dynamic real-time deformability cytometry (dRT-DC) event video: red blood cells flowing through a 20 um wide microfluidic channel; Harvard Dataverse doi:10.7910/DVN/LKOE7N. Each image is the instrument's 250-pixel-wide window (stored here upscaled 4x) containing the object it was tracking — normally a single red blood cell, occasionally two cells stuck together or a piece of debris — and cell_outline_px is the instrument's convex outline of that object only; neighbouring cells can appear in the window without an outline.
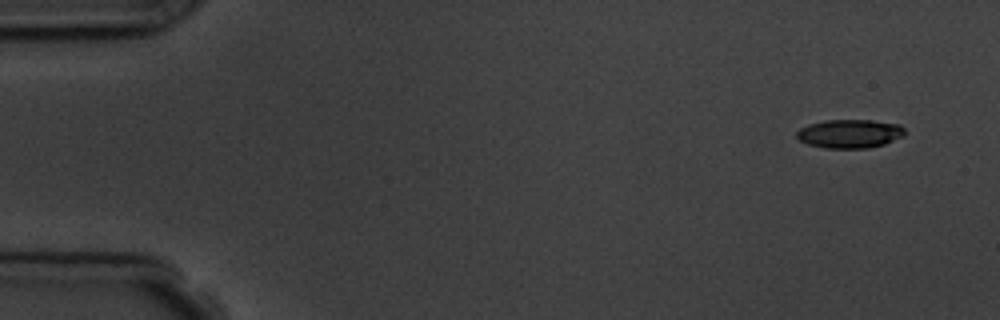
{"species": "common noctule bat (a hibernating species)", "species_latin": "Nyctalus noctula", "temperature_condition": "room temperature", "stored_images_in_passage": 5, "camera_frame_rate_fps": 3000, "um_per_image_px": 0.085, "animal": {"sex": "male", "body_mass_g": 19.5, "forearm_length_mm": 54.6}, "frame": {"image": 1, "passage_image": 1, "time_ms": 0.0, "image_size_px": [1000, 320], "cell_outline_px": [[904, 136], [884, 144], [868, 148], [824, 148], [808, 144], [800, 140], [796, 136], [796, 132], [800, 128], [808, 124], [824, 120], [872, 120], [900, 124], [904, 128]], "centroid_in_image_um": [72.22, 11.36], "position_along_channel_um": 12.8, "area_um2": 18.15}}
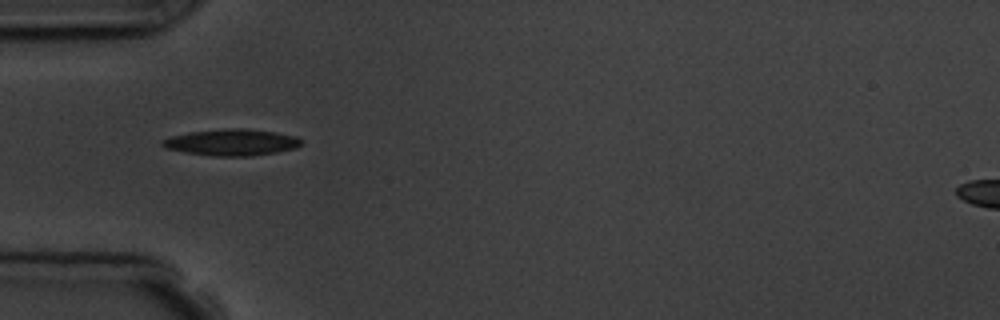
{"frame": {"image": 2, "passage_image": 5, "time_ms": 4.667, "image_size_px": [1000, 320], "cell_outline_px": [[304, 140], [296, 148], [276, 152], [252, 156], [212, 156], [184, 152], [164, 148], [160, 144], [160, 140], [172, 136], [188, 132], [224, 128], [244, 128], [276, 132], [296, 136]], "centroid_in_image_um": [19.67, 12.09], "position_along_channel_um": 65.3, "area_um2": 21.68}}